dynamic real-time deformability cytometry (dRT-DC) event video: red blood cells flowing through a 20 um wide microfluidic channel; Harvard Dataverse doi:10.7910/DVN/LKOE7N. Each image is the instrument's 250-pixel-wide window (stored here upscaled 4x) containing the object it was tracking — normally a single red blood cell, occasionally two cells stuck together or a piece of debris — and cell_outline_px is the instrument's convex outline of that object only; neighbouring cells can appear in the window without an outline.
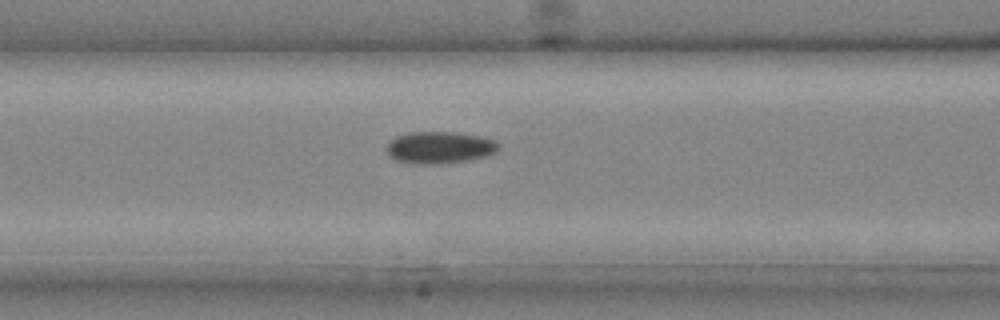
{"species": "common noctule bat (a hibernating species)", "species_latin": "Nyctalus noctula", "temperature_condition": "cold", "stored_images_in_passage": 31, "camera_frame_rate_fps": 3000, "um_per_image_px": 0.085, "animal": {"sex": "male", "body_mass_g": 20.4}, "frame": {"image": 1, "passage_image": 14, "time_ms": 4.333, "image_size_px": [1000, 320], "cell_outline_px": [[500, 148], [496, 152], [488, 156], [468, 160], [440, 164], [412, 164], [396, 160], [384, 148], [396, 136], [408, 132], [452, 132], [476, 136], [496, 140], [500, 144]], "centroid_in_image_um": [37.38, 12.55], "position_along_channel_um": 129.2, "area_um2": 20.92}}
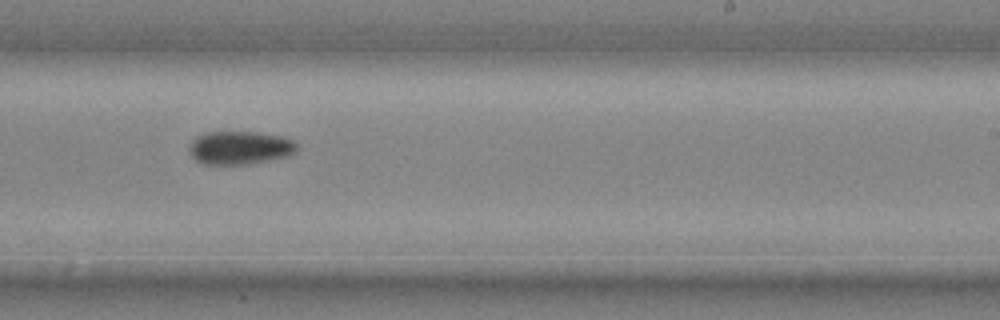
{"frame": {"image": 2, "passage_image": 21, "time_ms": 6.667, "image_size_px": [1000, 320], "cell_outline_px": [[296, 152], [288, 156], [252, 164], [204, 164], [196, 160], [192, 156], [188, 148], [192, 140], [196, 136], [208, 132], [252, 132], [280, 136], [292, 140], [296, 144]], "centroid_in_image_um": [20.37, 12.57], "position_along_channel_um": 268.6, "area_um2": 20.81}}
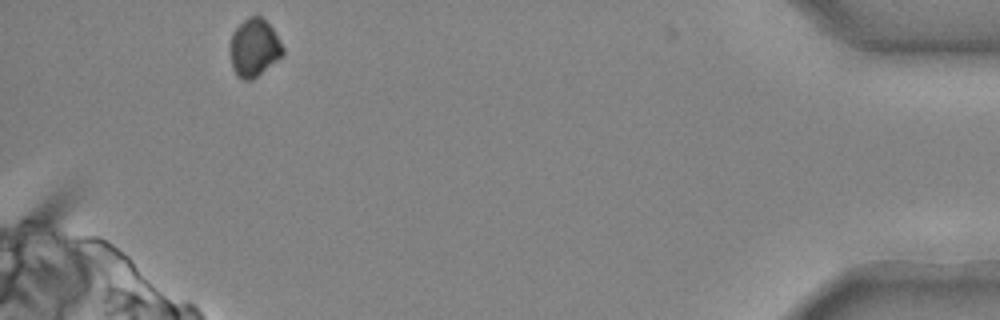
{"frame": {"image": 3, "passage_image": 31, "time_ms": 10.0, "image_size_px": [1000, 320], "cell_outline_px": [[284, 56], [252, 80], [240, 80], [236, 76], [232, 68], [228, 48], [232, 32], [248, 16], [260, 16], [272, 28], [284, 48]], "centroid_in_image_um": [21.57, 4.1], "position_along_channel_um": 413.6, "area_um2": 18.15}}